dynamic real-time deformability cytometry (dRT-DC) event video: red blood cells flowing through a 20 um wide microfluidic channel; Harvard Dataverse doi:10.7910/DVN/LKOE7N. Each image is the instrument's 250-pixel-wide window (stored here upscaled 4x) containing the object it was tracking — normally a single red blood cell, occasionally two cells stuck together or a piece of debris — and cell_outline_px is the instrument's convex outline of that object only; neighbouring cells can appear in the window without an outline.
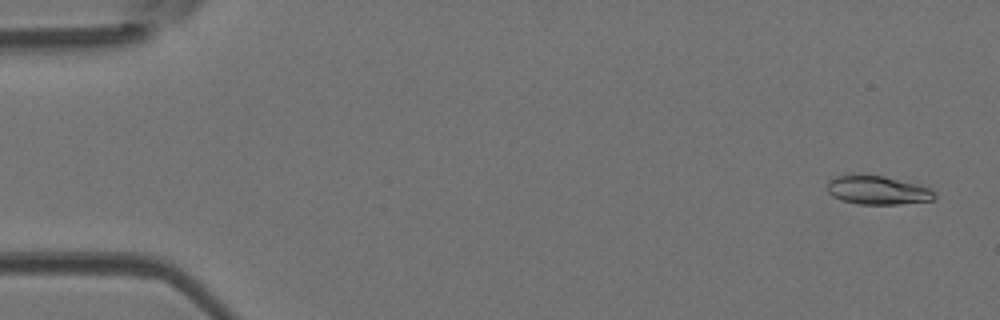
{"species": "Egyptian fruit bat (a non-hibernating species)", "species_latin": "Rousettus aegyptiacus", "temperature_condition": "room temperature", "stored_images_in_passage": 53, "camera_frame_rate_fps": 3000, "um_per_image_px": 0.085, "animal": {"sex": "female"}, "frame": {"image": 1, "passage_image": 3, "time_ms": 0.667, "image_size_px": [1000, 320], "cell_outline_px": [[936, 196], [932, 200], [896, 204], [856, 204], [840, 200], [832, 196], [828, 192], [828, 180], [836, 176], [848, 172], [884, 176], [916, 180], [932, 188], [936, 192]], "centroid_in_image_um": [74.64, 16.11], "position_along_channel_um": 10.4, "area_um2": 19.07}}
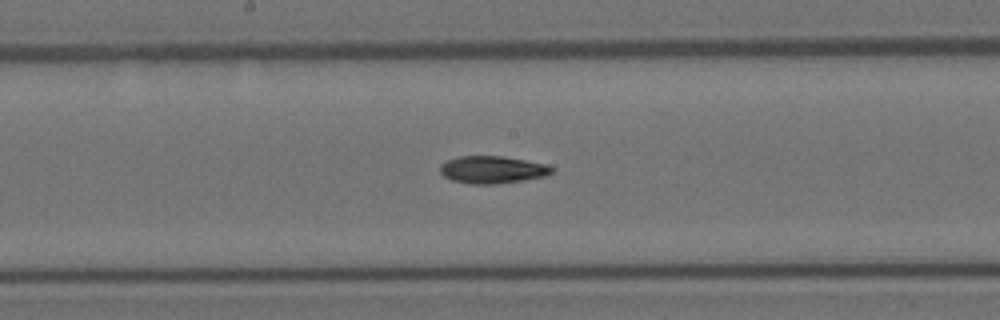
{"frame": {"image": 2, "passage_image": 28, "time_ms": 9.0, "image_size_px": [1000, 320], "cell_outline_px": [[552, 172], [544, 176], [524, 180], [496, 184], [468, 184], [452, 180], [444, 176], [440, 172], [440, 164], [448, 160], [460, 156], [504, 156], [548, 164], [552, 168]], "centroid_in_image_um": [41.84, 14.42], "position_along_channel_um": 206.4, "area_um2": 17.86}}
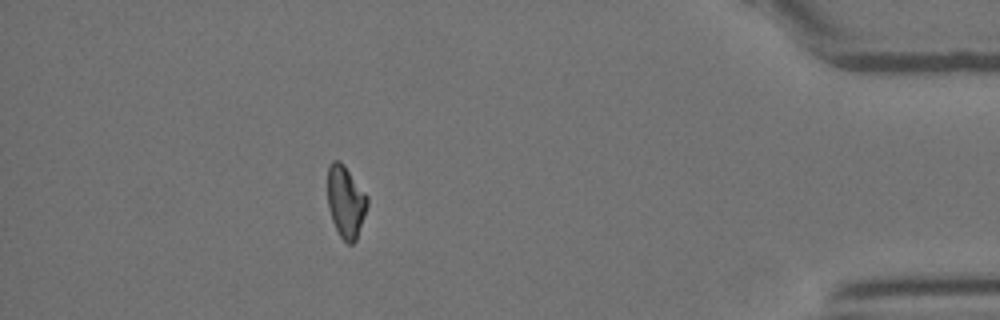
{"frame": {"image": 3, "passage_image": 47, "time_ms": 15.333, "image_size_px": [1000, 320], "cell_outline_px": [[368, 204], [356, 240], [352, 244], [348, 244], [340, 236], [332, 220], [328, 208], [328, 168], [332, 160], [340, 160], [344, 164], [368, 196]], "centroid_in_image_um": [29.39, 17.12], "position_along_channel_um": 405.8, "area_um2": 16.65}, "authors_computed_cell_mechanics": {"area_um2": 17.5712, "velocity_mm_per_s": 3.9118, "shape_relaxation_time_tau1_ms": 9.0729, "shape_relaxation_time_tau2_ms": null, "deformation_change_tau1": 0.229, "deformation_change_tau2": null}}